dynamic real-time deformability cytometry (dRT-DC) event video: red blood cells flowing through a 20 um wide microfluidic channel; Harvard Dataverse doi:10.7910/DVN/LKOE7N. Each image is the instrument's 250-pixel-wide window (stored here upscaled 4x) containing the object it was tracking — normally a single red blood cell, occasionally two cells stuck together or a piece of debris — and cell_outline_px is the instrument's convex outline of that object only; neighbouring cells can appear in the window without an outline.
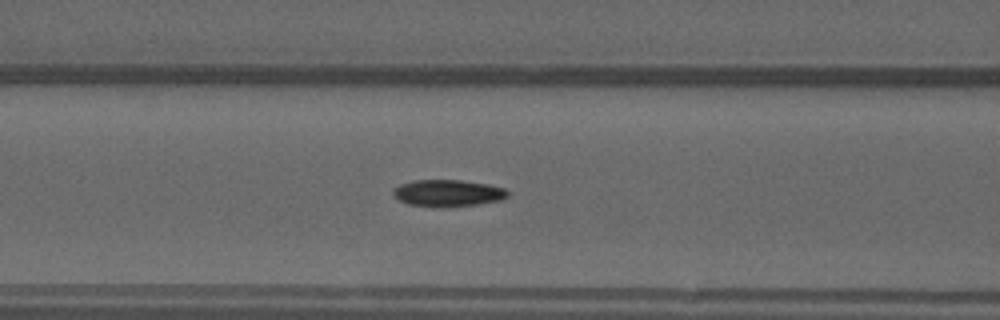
{"species": "common noctule bat (a hibernating species)", "species_latin": "Nyctalus noctula", "temperature_condition": "warm", "stored_images_in_passage": 52, "camera_frame_rate_fps": 3000, "um_per_image_px": 0.085, "animal": {"sex": "male", "forearm_length_mm": 52.5}, "frame": {"image": 1, "passage_image": 22, "time_ms": 7.0, "image_size_px": [1000, 320], "cell_outline_px": [[508, 196], [500, 200], [476, 204], [444, 208], [440, 208], [408, 204], [392, 196], [392, 192], [400, 184], [416, 180], [460, 180], [488, 184], [504, 188], [508, 192]], "centroid_in_image_um": [38.05, 16.42], "position_along_channel_um": 128.5, "area_um2": 17.92}}
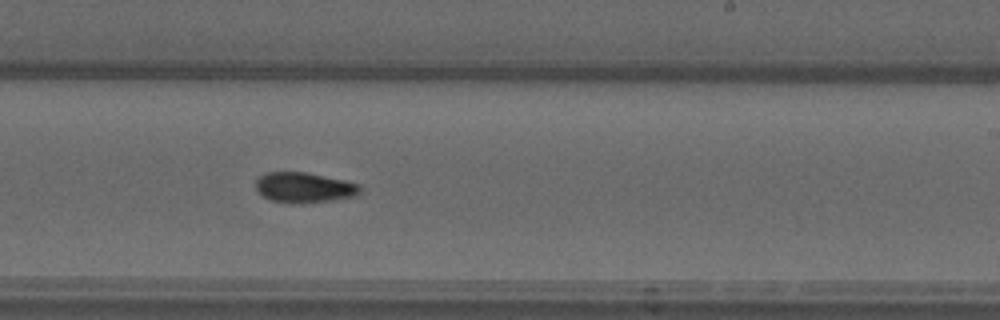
{"frame": {"image": 2, "passage_image": 32, "time_ms": 10.333, "image_size_px": [1000, 320], "cell_outline_px": [[360, 192], [356, 196], [332, 200], [300, 204], [292, 204], [272, 200], [264, 196], [256, 188], [256, 180], [264, 172], [304, 172], [344, 180], [360, 184]], "centroid_in_image_um": [25.86, 15.94], "position_along_channel_um": 263.1, "area_um2": 18.38}}
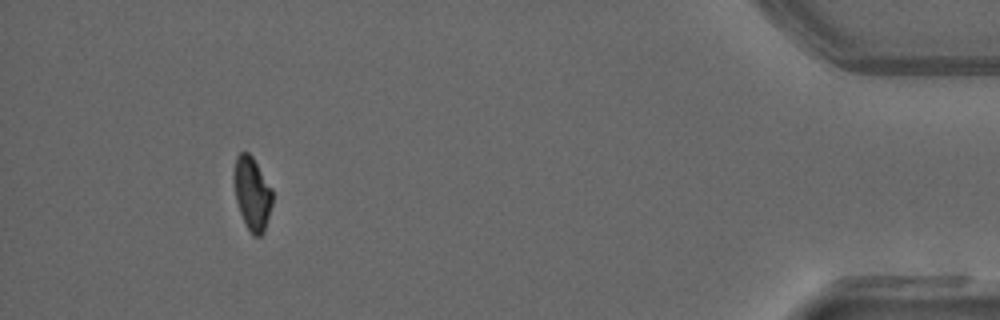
{"frame": {"image": 3, "passage_image": 48, "time_ms": 15.667, "image_size_px": [1000, 320], "cell_outline_px": [[272, 204], [264, 232], [260, 236], [252, 236], [244, 224], [236, 200], [232, 176], [232, 172], [236, 156], [240, 152], [248, 152], [252, 156], [272, 188]], "centroid_in_image_um": [21.4, 16.44], "position_along_channel_um": 413.8, "area_um2": 16.7}, "authors_computed_cell_mechanics": {"area_um2": 17.3111, "velocity_mm_per_s": 4.0554, "shape_relaxation_time_tau1_ms": null, "shape_relaxation_time_tau2_ms": 4.7558, "deformation_change_tau1": null, "deformation_change_tau2": 0.0925}}